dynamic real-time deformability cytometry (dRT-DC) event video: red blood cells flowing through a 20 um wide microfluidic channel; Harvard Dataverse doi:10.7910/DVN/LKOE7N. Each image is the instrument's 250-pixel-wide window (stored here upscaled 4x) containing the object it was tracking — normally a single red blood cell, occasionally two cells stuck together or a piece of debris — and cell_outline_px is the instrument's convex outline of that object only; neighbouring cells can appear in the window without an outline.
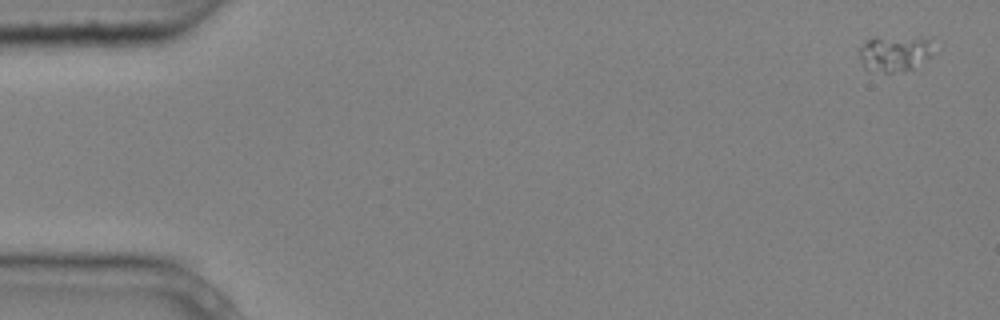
{"species": "common noctule bat (a hibernating species)", "species_latin": "Nyctalus noctula", "temperature_condition": "cold", "stored_images_in_passage": 6, "camera_frame_rate_fps": 3000, "um_per_image_px": 0.085, "animal": {"sex": "male", "body_mass_g": 20.4}, "frame": {"image": 1, "passage_image": 1, "time_ms": 0.0, "image_size_px": [1000, 320], "cell_outline_px": [[932, 56], [912, 68], [892, 72], [884, 72], [864, 68], [860, 56], [860, 48], [868, 40], [928, 40]], "centroid_in_image_um": [76.0, 4.63], "position_along_channel_um": 9.0, "area_um2": 13.87}}
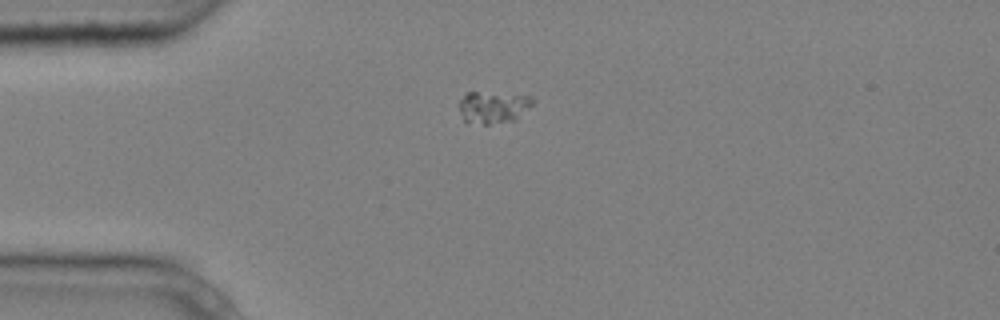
{"frame": {"image": 2, "passage_image": 3, "time_ms": 0.667, "image_size_px": [1000, 320], "cell_outline_px": [[536, 100], [516, 120], [488, 124], [484, 124], [464, 120], [456, 104], [468, 92], [476, 92], [532, 96]], "centroid_in_image_um": [41.92, 9.11], "position_along_channel_um": 43.1, "area_um2": 13.58}}